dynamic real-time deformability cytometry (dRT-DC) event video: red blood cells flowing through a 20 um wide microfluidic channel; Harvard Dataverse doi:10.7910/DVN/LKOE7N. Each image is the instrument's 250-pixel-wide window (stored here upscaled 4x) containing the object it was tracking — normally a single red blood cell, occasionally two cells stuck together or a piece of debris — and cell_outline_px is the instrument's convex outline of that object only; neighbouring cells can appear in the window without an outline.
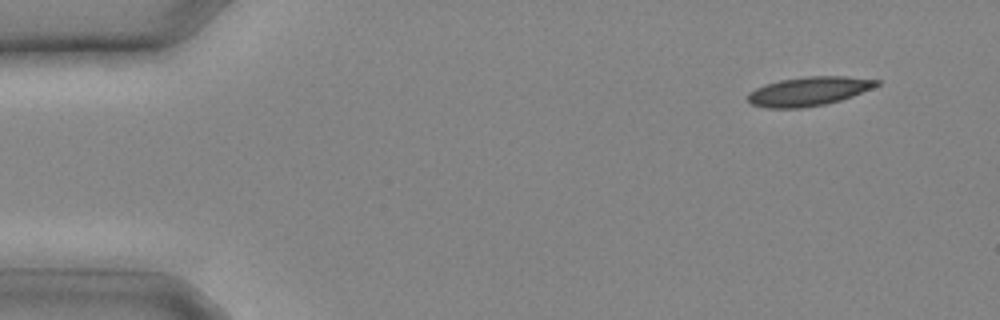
{"species": "common noctule bat (a hibernating species)", "species_latin": "Nyctalus noctula", "temperature_condition": "cold", "stored_images_in_passage": 7, "camera_frame_rate_fps": 3000, "um_per_image_px": 0.085, "animal": {"sex": "male", "body_mass_g": 20.4}, "frame": {"image": 1, "passage_image": 3, "time_ms": 0.667, "image_size_px": [1000, 320], "cell_outline_px": [[880, 84], [872, 88], [852, 96], [840, 100], [824, 104], [804, 108], [764, 108], [752, 104], [748, 100], [748, 92], [764, 84], [780, 80], [808, 76], [844, 76], [880, 80]], "centroid_in_image_um": [68.72, 7.76], "position_along_channel_um": 16.3, "area_um2": 21.73}}